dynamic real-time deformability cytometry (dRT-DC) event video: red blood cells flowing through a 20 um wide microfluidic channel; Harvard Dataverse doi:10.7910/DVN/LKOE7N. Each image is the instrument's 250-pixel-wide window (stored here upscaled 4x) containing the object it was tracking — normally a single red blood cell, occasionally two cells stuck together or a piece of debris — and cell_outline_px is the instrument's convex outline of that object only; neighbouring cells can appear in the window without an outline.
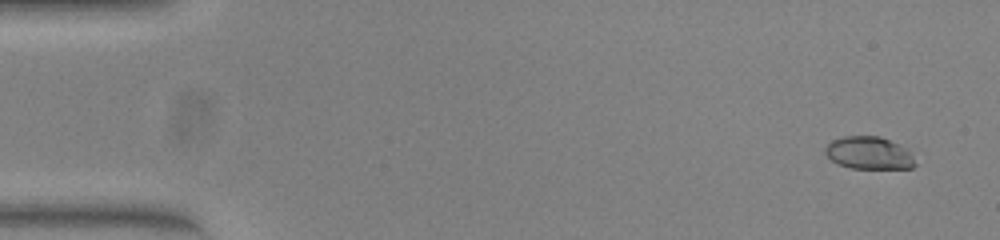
{"species": "common noctule bat (a hibernating species)", "species_latin": "Nyctalus noctula", "temperature_condition": "warm", "stored_images_in_passage": 52, "camera_frame_rate_fps": 3000, "um_per_image_px": 0.085, "animal": {"sex": "female", "body_mass_g": 23.0, "forearm_length_mm": 53.4}, "frame": {"image": 1, "passage_image": 1, "time_ms": 0.0, "image_size_px": [1000, 240], "cell_outline_px": [[916, 164], [912, 168], [852, 168], [836, 164], [824, 152], [824, 148], [832, 140], [844, 136], [880, 136], [908, 148]], "centroid_in_image_um": [73.86, 13.0], "position_along_channel_um": 11.1, "area_um2": 17.11}}
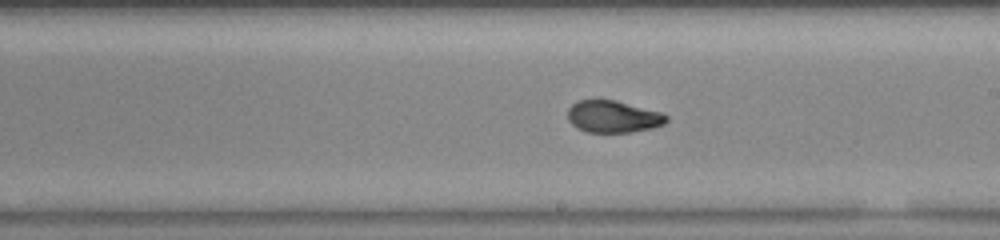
{"frame": {"image": 2, "passage_image": 29, "time_ms": 9.333, "image_size_px": [1000, 240], "cell_outline_px": [[668, 120], [664, 124], [652, 128], [632, 132], [588, 132], [572, 124], [568, 120], [568, 108], [576, 100], [616, 100], [664, 112], [668, 116]], "centroid_in_image_um": [52.16, 9.9], "position_along_channel_um": 236.8, "area_um2": 18.55}}
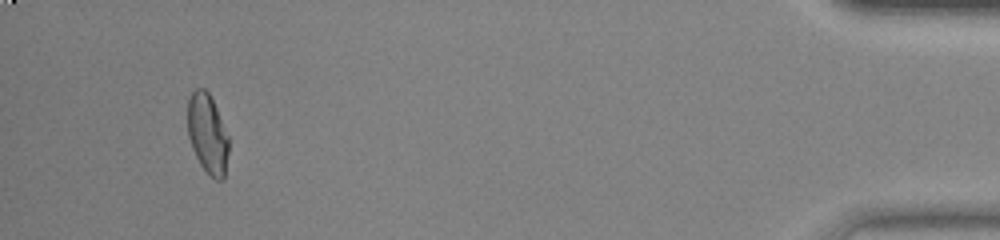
{"frame": {"image": 3, "passage_image": 49, "time_ms": 16.0, "image_size_px": [1000, 240], "cell_outline_px": [[228, 152], [224, 180], [216, 180], [200, 164], [192, 148], [188, 136], [188, 100], [192, 92], [196, 88], [204, 88], [208, 92], [216, 108], [228, 136]], "centroid_in_image_um": [17.64, 11.37], "position_along_channel_um": 417.6, "area_um2": 18.79}, "authors_computed_cell_mechanics": {"area_um2": 18.9584, "velocity_mm_per_s": 3.8264, "shape_relaxation_time_tau1_ms": null, "shape_relaxation_time_tau2_ms": 0.8628, "deformation_change_tau1": null, "deformation_change_tau2": 0.0507}}